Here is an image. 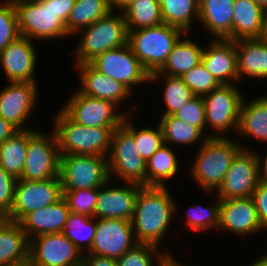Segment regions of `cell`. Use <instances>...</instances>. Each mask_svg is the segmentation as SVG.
I'll return each instance as SVG.
<instances>
[{"instance_id":"cell-1","label":"cell","mask_w":267,"mask_h":266,"mask_svg":"<svg viewBox=\"0 0 267 266\" xmlns=\"http://www.w3.org/2000/svg\"><path fill=\"white\" fill-rule=\"evenodd\" d=\"M167 188L143 186L139 190L131 219L138 243H149L159 247L170 225L171 217L174 211L176 212L175 202Z\"/></svg>"},{"instance_id":"cell-2","label":"cell","mask_w":267,"mask_h":266,"mask_svg":"<svg viewBox=\"0 0 267 266\" xmlns=\"http://www.w3.org/2000/svg\"><path fill=\"white\" fill-rule=\"evenodd\" d=\"M59 111L55 116L54 133L60 155H96L107 158L112 134L118 127H86L73 121L62 109Z\"/></svg>"},{"instance_id":"cell-3","label":"cell","mask_w":267,"mask_h":266,"mask_svg":"<svg viewBox=\"0 0 267 266\" xmlns=\"http://www.w3.org/2000/svg\"><path fill=\"white\" fill-rule=\"evenodd\" d=\"M200 146L190 174L204 191L213 192L222 184L233 158L243 148L226 135L208 137Z\"/></svg>"},{"instance_id":"cell-4","label":"cell","mask_w":267,"mask_h":266,"mask_svg":"<svg viewBox=\"0 0 267 266\" xmlns=\"http://www.w3.org/2000/svg\"><path fill=\"white\" fill-rule=\"evenodd\" d=\"M182 33L185 32L176 26L161 23L128 30V44L143 68L152 74L163 66Z\"/></svg>"},{"instance_id":"cell-5","label":"cell","mask_w":267,"mask_h":266,"mask_svg":"<svg viewBox=\"0 0 267 266\" xmlns=\"http://www.w3.org/2000/svg\"><path fill=\"white\" fill-rule=\"evenodd\" d=\"M82 29L79 45L75 51L76 65L89 63L97 55L107 50L128 44V30L124 15L113 14L98 19L88 27Z\"/></svg>"},{"instance_id":"cell-6","label":"cell","mask_w":267,"mask_h":266,"mask_svg":"<svg viewBox=\"0 0 267 266\" xmlns=\"http://www.w3.org/2000/svg\"><path fill=\"white\" fill-rule=\"evenodd\" d=\"M20 36L53 39L69 36L66 24L53 9V0H13Z\"/></svg>"},{"instance_id":"cell-7","label":"cell","mask_w":267,"mask_h":266,"mask_svg":"<svg viewBox=\"0 0 267 266\" xmlns=\"http://www.w3.org/2000/svg\"><path fill=\"white\" fill-rule=\"evenodd\" d=\"M107 157L110 179L116 174L125 183L147 186V162L138 152L134 137L122 125L112 134Z\"/></svg>"},{"instance_id":"cell-8","label":"cell","mask_w":267,"mask_h":266,"mask_svg":"<svg viewBox=\"0 0 267 266\" xmlns=\"http://www.w3.org/2000/svg\"><path fill=\"white\" fill-rule=\"evenodd\" d=\"M59 177L62 190L99 188L110 180L108 161L96 155H60Z\"/></svg>"},{"instance_id":"cell-9","label":"cell","mask_w":267,"mask_h":266,"mask_svg":"<svg viewBox=\"0 0 267 266\" xmlns=\"http://www.w3.org/2000/svg\"><path fill=\"white\" fill-rule=\"evenodd\" d=\"M62 197L60 177L39 181L17 179L12 208L4 218L18 223L26 214L56 203Z\"/></svg>"},{"instance_id":"cell-10","label":"cell","mask_w":267,"mask_h":266,"mask_svg":"<svg viewBox=\"0 0 267 266\" xmlns=\"http://www.w3.org/2000/svg\"><path fill=\"white\" fill-rule=\"evenodd\" d=\"M241 94L234 82L233 84H221L202 97L205 106L206 126L209 125L218 132V135L216 133L213 137H223V133L228 132L232 127V129L238 130L243 102Z\"/></svg>"},{"instance_id":"cell-11","label":"cell","mask_w":267,"mask_h":266,"mask_svg":"<svg viewBox=\"0 0 267 266\" xmlns=\"http://www.w3.org/2000/svg\"><path fill=\"white\" fill-rule=\"evenodd\" d=\"M49 137L41 131H35L29 137L20 179L39 181L59 177L60 153L54 131Z\"/></svg>"},{"instance_id":"cell-12","label":"cell","mask_w":267,"mask_h":266,"mask_svg":"<svg viewBox=\"0 0 267 266\" xmlns=\"http://www.w3.org/2000/svg\"><path fill=\"white\" fill-rule=\"evenodd\" d=\"M89 63L97 71L121 82L131 92L133 85L149 82L150 74L143 68L129 44L107 50Z\"/></svg>"},{"instance_id":"cell-13","label":"cell","mask_w":267,"mask_h":266,"mask_svg":"<svg viewBox=\"0 0 267 266\" xmlns=\"http://www.w3.org/2000/svg\"><path fill=\"white\" fill-rule=\"evenodd\" d=\"M63 111L76 123L86 127H120L128 114L116 112L117 105L112 101L90 97L76 91ZM126 114V115H125Z\"/></svg>"},{"instance_id":"cell-14","label":"cell","mask_w":267,"mask_h":266,"mask_svg":"<svg viewBox=\"0 0 267 266\" xmlns=\"http://www.w3.org/2000/svg\"><path fill=\"white\" fill-rule=\"evenodd\" d=\"M259 182L257 154L242 148L233 158L216 195L220 200L248 198L252 196Z\"/></svg>"},{"instance_id":"cell-15","label":"cell","mask_w":267,"mask_h":266,"mask_svg":"<svg viewBox=\"0 0 267 266\" xmlns=\"http://www.w3.org/2000/svg\"><path fill=\"white\" fill-rule=\"evenodd\" d=\"M82 259L83 253L62 232L30 239L28 266H81Z\"/></svg>"},{"instance_id":"cell-16","label":"cell","mask_w":267,"mask_h":266,"mask_svg":"<svg viewBox=\"0 0 267 266\" xmlns=\"http://www.w3.org/2000/svg\"><path fill=\"white\" fill-rule=\"evenodd\" d=\"M95 221L96 232L91 249L87 254L101 255L117 260L138 243L134 237L131 221L113 218H100Z\"/></svg>"},{"instance_id":"cell-17","label":"cell","mask_w":267,"mask_h":266,"mask_svg":"<svg viewBox=\"0 0 267 266\" xmlns=\"http://www.w3.org/2000/svg\"><path fill=\"white\" fill-rule=\"evenodd\" d=\"M37 91L36 83L10 82L0 92V116L18 130H26L23 125L34 109Z\"/></svg>"},{"instance_id":"cell-18","label":"cell","mask_w":267,"mask_h":266,"mask_svg":"<svg viewBox=\"0 0 267 266\" xmlns=\"http://www.w3.org/2000/svg\"><path fill=\"white\" fill-rule=\"evenodd\" d=\"M32 41L19 36L0 51V63L10 82L36 83L34 73L37 56Z\"/></svg>"},{"instance_id":"cell-19","label":"cell","mask_w":267,"mask_h":266,"mask_svg":"<svg viewBox=\"0 0 267 266\" xmlns=\"http://www.w3.org/2000/svg\"><path fill=\"white\" fill-rule=\"evenodd\" d=\"M218 229L242 236L262 231L253 198L220 200Z\"/></svg>"},{"instance_id":"cell-20","label":"cell","mask_w":267,"mask_h":266,"mask_svg":"<svg viewBox=\"0 0 267 266\" xmlns=\"http://www.w3.org/2000/svg\"><path fill=\"white\" fill-rule=\"evenodd\" d=\"M111 179L102 187H99L98 200L95 206V218H113L131 221L135 201L139 190L143 187L139 184L128 183V186L108 187ZM106 186V188H105Z\"/></svg>"},{"instance_id":"cell-21","label":"cell","mask_w":267,"mask_h":266,"mask_svg":"<svg viewBox=\"0 0 267 266\" xmlns=\"http://www.w3.org/2000/svg\"><path fill=\"white\" fill-rule=\"evenodd\" d=\"M201 62L220 84L239 82L235 41L229 39L212 41L208 48L203 50Z\"/></svg>"},{"instance_id":"cell-22","label":"cell","mask_w":267,"mask_h":266,"mask_svg":"<svg viewBox=\"0 0 267 266\" xmlns=\"http://www.w3.org/2000/svg\"><path fill=\"white\" fill-rule=\"evenodd\" d=\"M70 210L62 197L56 203L26 214L18 224L30 240L44 234L63 232Z\"/></svg>"},{"instance_id":"cell-23","label":"cell","mask_w":267,"mask_h":266,"mask_svg":"<svg viewBox=\"0 0 267 266\" xmlns=\"http://www.w3.org/2000/svg\"><path fill=\"white\" fill-rule=\"evenodd\" d=\"M76 67L79 68L82 84L79 93L112 101L117 106L131 96L132 92L126 86L97 71L90 63L77 64Z\"/></svg>"},{"instance_id":"cell-24","label":"cell","mask_w":267,"mask_h":266,"mask_svg":"<svg viewBox=\"0 0 267 266\" xmlns=\"http://www.w3.org/2000/svg\"><path fill=\"white\" fill-rule=\"evenodd\" d=\"M30 240L21 226L0 218V266H28Z\"/></svg>"},{"instance_id":"cell-25","label":"cell","mask_w":267,"mask_h":266,"mask_svg":"<svg viewBox=\"0 0 267 266\" xmlns=\"http://www.w3.org/2000/svg\"><path fill=\"white\" fill-rule=\"evenodd\" d=\"M235 0H200L199 19L215 39L232 40Z\"/></svg>"},{"instance_id":"cell-26","label":"cell","mask_w":267,"mask_h":266,"mask_svg":"<svg viewBox=\"0 0 267 266\" xmlns=\"http://www.w3.org/2000/svg\"><path fill=\"white\" fill-rule=\"evenodd\" d=\"M239 81L242 76L267 78V43L261 38L235 40Z\"/></svg>"},{"instance_id":"cell-27","label":"cell","mask_w":267,"mask_h":266,"mask_svg":"<svg viewBox=\"0 0 267 266\" xmlns=\"http://www.w3.org/2000/svg\"><path fill=\"white\" fill-rule=\"evenodd\" d=\"M265 11L253 0H235L232 40L261 38Z\"/></svg>"},{"instance_id":"cell-28","label":"cell","mask_w":267,"mask_h":266,"mask_svg":"<svg viewBox=\"0 0 267 266\" xmlns=\"http://www.w3.org/2000/svg\"><path fill=\"white\" fill-rule=\"evenodd\" d=\"M181 40L174 45L163 66L154 73L165 74L172 77H181L201 62L203 48L191 39Z\"/></svg>"},{"instance_id":"cell-29","label":"cell","mask_w":267,"mask_h":266,"mask_svg":"<svg viewBox=\"0 0 267 266\" xmlns=\"http://www.w3.org/2000/svg\"><path fill=\"white\" fill-rule=\"evenodd\" d=\"M32 129L19 130L0 144V166L16 179H20L26 160L29 137Z\"/></svg>"},{"instance_id":"cell-30","label":"cell","mask_w":267,"mask_h":266,"mask_svg":"<svg viewBox=\"0 0 267 266\" xmlns=\"http://www.w3.org/2000/svg\"><path fill=\"white\" fill-rule=\"evenodd\" d=\"M237 131L267 142V95L247 104L243 99Z\"/></svg>"},{"instance_id":"cell-31","label":"cell","mask_w":267,"mask_h":266,"mask_svg":"<svg viewBox=\"0 0 267 266\" xmlns=\"http://www.w3.org/2000/svg\"><path fill=\"white\" fill-rule=\"evenodd\" d=\"M108 0H75L66 22L67 33L79 35V31L88 27L111 12Z\"/></svg>"},{"instance_id":"cell-32","label":"cell","mask_w":267,"mask_h":266,"mask_svg":"<svg viewBox=\"0 0 267 266\" xmlns=\"http://www.w3.org/2000/svg\"><path fill=\"white\" fill-rule=\"evenodd\" d=\"M162 22L189 32L192 19H199L200 0H159ZM196 17V18H195Z\"/></svg>"},{"instance_id":"cell-33","label":"cell","mask_w":267,"mask_h":266,"mask_svg":"<svg viewBox=\"0 0 267 266\" xmlns=\"http://www.w3.org/2000/svg\"><path fill=\"white\" fill-rule=\"evenodd\" d=\"M167 144L161 146L147 161V186L165 187V180L172 179L177 173L178 161Z\"/></svg>"},{"instance_id":"cell-34","label":"cell","mask_w":267,"mask_h":266,"mask_svg":"<svg viewBox=\"0 0 267 266\" xmlns=\"http://www.w3.org/2000/svg\"><path fill=\"white\" fill-rule=\"evenodd\" d=\"M122 13L127 30L153 27L163 23L159 0H134Z\"/></svg>"},{"instance_id":"cell-35","label":"cell","mask_w":267,"mask_h":266,"mask_svg":"<svg viewBox=\"0 0 267 266\" xmlns=\"http://www.w3.org/2000/svg\"><path fill=\"white\" fill-rule=\"evenodd\" d=\"M158 122L163 131L164 144L172 142L191 145L192 143H196L198 139V141L201 139L203 142L206 138L213 137L210 134L208 136L205 134L206 137H204L203 133L197 127L189 125L173 115L162 116Z\"/></svg>"},{"instance_id":"cell-36","label":"cell","mask_w":267,"mask_h":266,"mask_svg":"<svg viewBox=\"0 0 267 266\" xmlns=\"http://www.w3.org/2000/svg\"><path fill=\"white\" fill-rule=\"evenodd\" d=\"M95 217L70 212L66 221L63 234L81 251L85 248L88 252L93 244L96 232ZM85 241L86 243L82 242ZM86 245V247L83 245ZM85 247V248H83ZM83 248V249H82Z\"/></svg>"},{"instance_id":"cell-37","label":"cell","mask_w":267,"mask_h":266,"mask_svg":"<svg viewBox=\"0 0 267 266\" xmlns=\"http://www.w3.org/2000/svg\"><path fill=\"white\" fill-rule=\"evenodd\" d=\"M166 78L163 100L166 106V110L163 112L161 116L172 115L182 105L186 104L192 98L195 97L193 92L185 85L183 80L180 77H172L165 74L160 73H152L149 76V82L158 80L159 78Z\"/></svg>"},{"instance_id":"cell-38","label":"cell","mask_w":267,"mask_h":266,"mask_svg":"<svg viewBox=\"0 0 267 266\" xmlns=\"http://www.w3.org/2000/svg\"><path fill=\"white\" fill-rule=\"evenodd\" d=\"M129 117V115L124 117L122 126L134 137L138 152L147 162L148 159L164 145L162 128L159 124L157 130L151 128L138 130L131 120H129Z\"/></svg>"},{"instance_id":"cell-39","label":"cell","mask_w":267,"mask_h":266,"mask_svg":"<svg viewBox=\"0 0 267 266\" xmlns=\"http://www.w3.org/2000/svg\"><path fill=\"white\" fill-rule=\"evenodd\" d=\"M158 246L149 243H137L130 250L117 259V266H154L153 256L156 254V261L159 266L167 259L170 253L158 252ZM158 253V254H157Z\"/></svg>"},{"instance_id":"cell-40","label":"cell","mask_w":267,"mask_h":266,"mask_svg":"<svg viewBox=\"0 0 267 266\" xmlns=\"http://www.w3.org/2000/svg\"><path fill=\"white\" fill-rule=\"evenodd\" d=\"M70 212L95 217L99 188L62 190Z\"/></svg>"},{"instance_id":"cell-41","label":"cell","mask_w":267,"mask_h":266,"mask_svg":"<svg viewBox=\"0 0 267 266\" xmlns=\"http://www.w3.org/2000/svg\"><path fill=\"white\" fill-rule=\"evenodd\" d=\"M195 96H204L221 84L208 72L202 62L180 77Z\"/></svg>"},{"instance_id":"cell-42","label":"cell","mask_w":267,"mask_h":266,"mask_svg":"<svg viewBox=\"0 0 267 266\" xmlns=\"http://www.w3.org/2000/svg\"><path fill=\"white\" fill-rule=\"evenodd\" d=\"M216 204H213L210 208L195 205L191 206L189 213H187V224L194 231H204L208 229L217 230L219 224V210L220 199L217 198Z\"/></svg>"},{"instance_id":"cell-43","label":"cell","mask_w":267,"mask_h":266,"mask_svg":"<svg viewBox=\"0 0 267 266\" xmlns=\"http://www.w3.org/2000/svg\"><path fill=\"white\" fill-rule=\"evenodd\" d=\"M4 1L0 5V51L20 36L14 2Z\"/></svg>"},{"instance_id":"cell-44","label":"cell","mask_w":267,"mask_h":266,"mask_svg":"<svg viewBox=\"0 0 267 266\" xmlns=\"http://www.w3.org/2000/svg\"><path fill=\"white\" fill-rule=\"evenodd\" d=\"M172 115L189 125L197 127L204 134L206 121L202 96H195Z\"/></svg>"},{"instance_id":"cell-45","label":"cell","mask_w":267,"mask_h":266,"mask_svg":"<svg viewBox=\"0 0 267 266\" xmlns=\"http://www.w3.org/2000/svg\"><path fill=\"white\" fill-rule=\"evenodd\" d=\"M16 181L15 177L0 166V218H4L11 211Z\"/></svg>"},{"instance_id":"cell-46","label":"cell","mask_w":267,"mask_h":266,"mask_svg":"<svg viewBox=\"0 0 267 266\" xmlns=\"http://www.w3.org/2000/svg\"><path fill=\"white\" fill-rule=\"evenodd\" d=\"M258 219L264 228L267 229V184L259 182L252 196Z\"/></svg>"},{"instance_id":"cell-47","label":"cell","mask_w":267,"mask_h":266,"mask_svg":"<svg viewBox=\"0 0 267 266\" xmlns=\"http://www.w3.org/2000/svg\"><path fill=\"white\" fill-rule=\"evenodd\" d=\"M83 255L81 266H117V260L101 255L87 254Z\"/></svg>"},{"instance_id":"cell-48","label":"cell","mask_w":267,"mask_h":266,"mask_svg":"<svg viewBox=\"0 0 267 266\" xmlns=\"http://www.w3.org/2000/svg\"><path fill=\"white\" fill-rule=\"evenodd\" d=\"M75 0H53V9L57 16L66 24Z\"/></svg>"},{"instance_id":"cell-49","label":"cell","mask_w":267,"mask_h":266,"mask_svg":"<svg viewBox=\"0 0 267 266\" xmlns=\"http://www.w3.org/2000/svg\"><path fill=\"white\" fill-rule=\"evenodd\" d=\"M17 131L19 130L14 125L0 116V144L12 137Z\"/></svg>"},{"instance_id":"cell-50","label":"cell","mask_w":267,"mask_h":266,"mask_svg":"<svg viewBox=\"0 0 267 266\" xmlns=\"http://www.w3.org/2000/svg\"><path fill=\"white\" fill-rule=\"evenodd\" d=\"M263 162L261 156L257 154L259 164V181L267 184V153L264 155Z\"/></svg>"},{"instance_id":"cell-51","label":"cell","mask_w":267,"mask_h":266,"mask_svg":"<svg viewBox=\"0 0 267 266\" xmlns=\"http://www.w3.org/2000/svg\"><path fill=\"white\" fill-rule=\"evenodd\" d=\"M134 0H108L109 6L113 11L115 8L120 11L125 10Z\"/></svg>"},{"instance_id":"cell-52","label":"cell","mask_w":267,"mask_h":266,"mask_svg":"<svg viewBox=\"0 0 267 266\" xmlns=\"http://www.w3.org/2000/svg\"><path fill=\"white\" fill-rule=\"evenodd\" d=\"M161 266H186V265L179 263L176 259H174L171 255H169Z\"/></svg>"},{"instance_id":"cell-53","label":"cell","mask_w":267,"mask_h":266,"mask_svg":"<svg viewBox=\"0 0 267 266\" xmlns=\"http://www.w3.org/2000/svg\"><path fill=\"white\" fill-rule=\"evenodd\" d=\"M266 255L259 257V259H256V261L253 262V264L249 266H267V253Z\"/></svg>"},{"instance_id":"cell-54","label":"cell","mask_w":267,"mask_h":266,"mask_svg":"<svg viewBox=\"0 0 267 266\" xmlns=\"http://www.w3.org/2000/svg\"><path fill=\"white\" fill-rule=\"evenodd\" d=\"M261 39L267 43V9L265 11V16H264V27H263V33L261 36Z\"/></svg>"},{"instance_id":"cell-55","label":"cell","mask_w":267,"mask_h":266,"mask_svg":"<svg viewBox=\"0 0 267 266\" xmlns=\"http://www.w3.org/2000/svg\"><path fill=\"white\" fill-rule=\"evenodd\" d=\"M256 4L263 7L265 10L267 9V0H253Z\"/></svg>"}]
</instances>
